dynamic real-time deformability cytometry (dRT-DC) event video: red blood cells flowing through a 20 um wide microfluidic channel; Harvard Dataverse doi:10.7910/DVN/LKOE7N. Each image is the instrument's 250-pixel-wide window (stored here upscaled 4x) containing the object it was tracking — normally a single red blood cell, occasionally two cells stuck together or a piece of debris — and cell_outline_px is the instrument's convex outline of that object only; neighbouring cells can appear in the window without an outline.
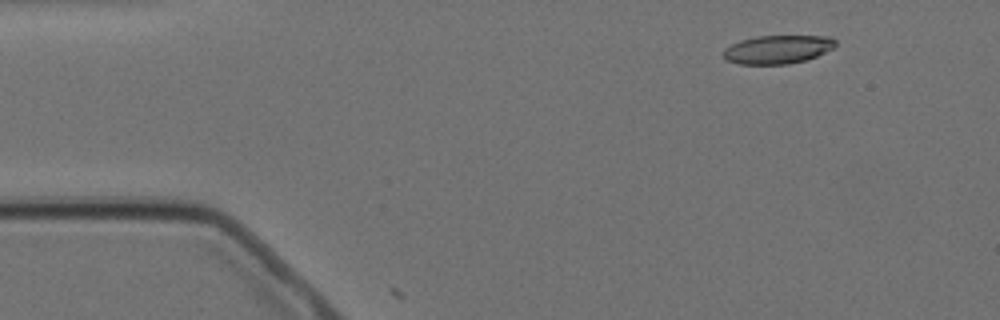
{"species": "Egyptian fruit bat (a non-hibernating species)", "species_latin": "Rousettus aegyptiacus", "temperature_condition": "cold", "stored_images_in_passage": 4, "camera_frame_rate_fps": 3000, "um_per_image_px": 0.085, "animal": {"sex": "female"}, "frame": {"image": 1, "passage_image": 2, "time_ms": 1.333, "image_size_px": [1000, 320], "cell_outline_px": [[836, 44], [832, 48], [816, 56], [804, 60], [788, 64], [740, 64], [728, 60], [724, 56], [724, 48], [740, 40], [756, 36], [832, 36], [836, 40]], "centroid_in_image_um": [66.1, 4.19], "position_along_channel_um": 18.9, "area_um2": 18.44}}